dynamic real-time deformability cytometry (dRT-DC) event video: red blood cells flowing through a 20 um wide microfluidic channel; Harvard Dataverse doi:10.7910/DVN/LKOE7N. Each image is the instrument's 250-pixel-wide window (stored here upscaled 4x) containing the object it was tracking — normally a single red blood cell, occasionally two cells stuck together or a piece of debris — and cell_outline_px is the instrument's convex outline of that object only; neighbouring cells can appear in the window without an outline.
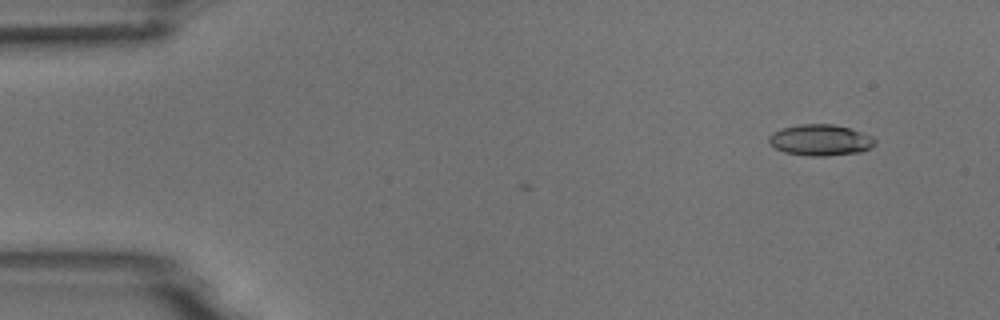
{"species": "common noctule bat (a hibernating species)", "species_latin": "Nyctalus noctula", "temperature_condition": "room temperature", "stored_images_in_passage": 3, "camera_frame_rate_fps": 3000, "um_per_image_px": 0.085, "animal": {"sex": "male", "body_mass_g": 18.8}, "frame": {"image": 1, "passage_image": 1, "time_ms": 0.0, "image_size_px": [1000, 320], "cell_outline_px": [[876, 144], [860, 152], [828, 156], [808, 156], [784, 152], [768, 144], [768, 136], [772, 132], [784, 128], [800, 124], [832, 124], [848, 128], [872, 136], [876, 140]], "centroid_in_image_um": [69.7, 11.91], "position_along_channel_um": 15.3, "area_um2": 19.25}}